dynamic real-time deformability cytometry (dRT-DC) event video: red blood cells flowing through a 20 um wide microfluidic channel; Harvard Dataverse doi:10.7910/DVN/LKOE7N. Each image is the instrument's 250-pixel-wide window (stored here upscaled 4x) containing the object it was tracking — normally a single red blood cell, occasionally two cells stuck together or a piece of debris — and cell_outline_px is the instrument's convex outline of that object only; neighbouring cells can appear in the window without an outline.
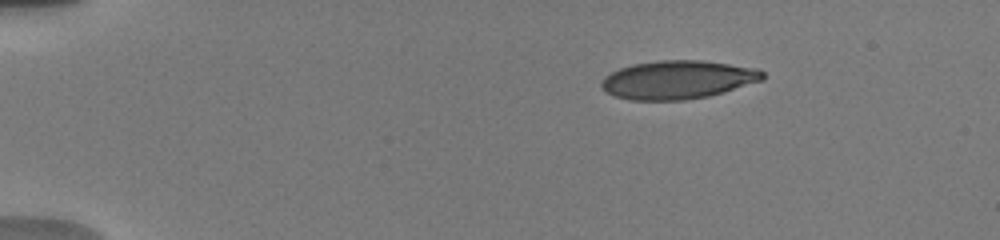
{"species": "human", "species_latin": "Homo sapiens", "temperature_condition": "warm", "stored_images_in_passage": 42, "camera_frame_rate_fps": 3000, "um_per_image_px": 0.085, "donor": {"sex": "male"}, "frame": {"image": 1, "passage_image": 1, "time_ms": 0.0, "image_size_px": [1000, 240], "cell_outline_px": [[764, 80], [708, 96], [684, 100], [632, 100], [616, 96], [608, 92], [600, 84], [600, 80], [604, 76], [620, 68], [632, 64], [656, 60], [700, 60], [760, 68], [764, 72]], "centroid_in_image_um": [57.63, 6.76], "position_along_channel_um": 27.4, "area_um2": 36.13}}
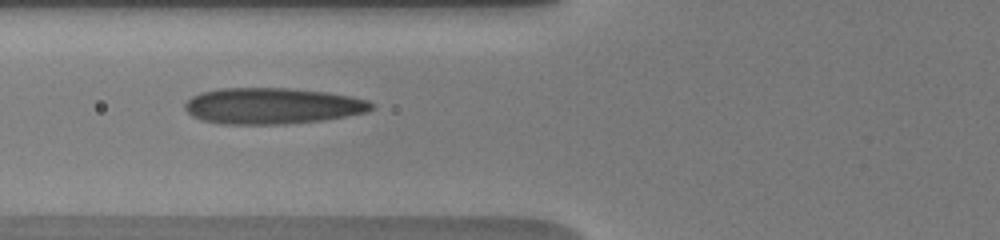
{"frame": {"image": 2, "passage_image": 25, "time_ms": 4.333, "image_size_px": [1000, 240], "cell_outline_px": [[376, 108], [368, 112], [324, 120], [284, 124], [224, 124], [204, 120], [192, 116], [184, 108], [184, 104], [192, 96], [200, 92], [220, 88], [292, 88], [328, 92], [368, 100]], "centroid_in_image_um": [23.16, 9.0], "position_along_channel_um": 102.6, "area_um2": 39.42}}
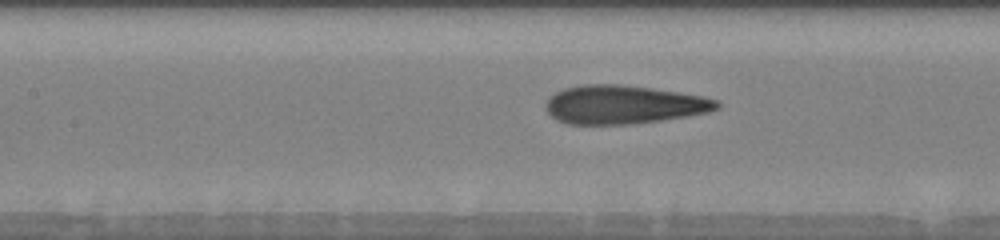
{"frame": {"image": 3, "passage_image": 34, "time_ms": 5.667, "image_size_px": [1000, 240], "cell_outline_px": [[720, 108], [708, 112], [688, 116], [632, 124], [568, 124], [556, 120], [544, 108], [544, 104], [548, 96], [564, 88], [584, 84], [620, 84], [652, 88], [680, 92], [704, 96], [720, 100]], "centroid_in_image_um": [53.01, 8.88], "position_along_channel_um": 154.4, "area_um2": 38.84}}